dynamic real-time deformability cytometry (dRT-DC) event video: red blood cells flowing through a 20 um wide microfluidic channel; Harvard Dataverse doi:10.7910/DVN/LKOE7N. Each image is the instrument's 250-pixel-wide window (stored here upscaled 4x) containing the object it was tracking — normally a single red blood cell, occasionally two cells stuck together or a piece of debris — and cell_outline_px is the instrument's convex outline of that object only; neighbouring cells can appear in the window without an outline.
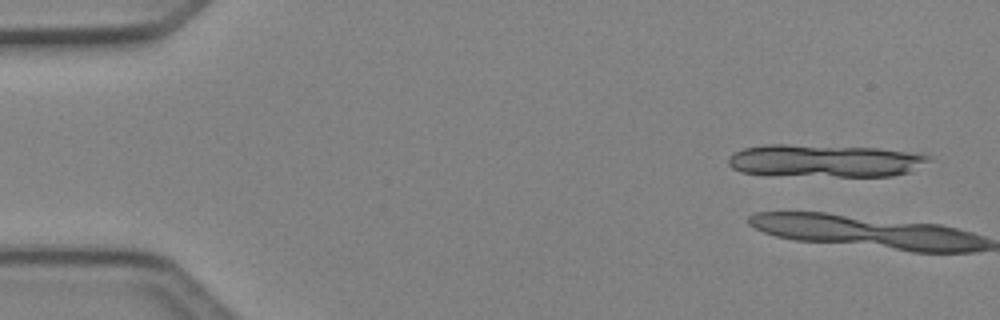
{"species": "Egyptian fruit bat (a non-hibernating species)", "species_latin": "Rousettus aegyptiacus", "temperature_condition": "cold", "stored_images_in_passage": 6, "segment_of_instrument_passage": [1, 2], "camera_frame_rate_fps": 3000, "um_per_image_px": 0.085, "animal": {"sex": "female"}, "frame": {"image": 1, "passage_image": 1, "time_ms": 0.0, "image_size_px": [1000, 320], "cell_outline_px": [[932, 160], [908, 172], [892, 176], [836, 176], [740, 172], [732, 168], [728, 164], [728, 156], [744, 148], [764, 144], [784, 144], [880, 148], [928, 152], [932, 156]], "centroid_in_image_um": [70.24, 13.64], "position_along_channel_um": 14.8, "area_um2": 38.21}}